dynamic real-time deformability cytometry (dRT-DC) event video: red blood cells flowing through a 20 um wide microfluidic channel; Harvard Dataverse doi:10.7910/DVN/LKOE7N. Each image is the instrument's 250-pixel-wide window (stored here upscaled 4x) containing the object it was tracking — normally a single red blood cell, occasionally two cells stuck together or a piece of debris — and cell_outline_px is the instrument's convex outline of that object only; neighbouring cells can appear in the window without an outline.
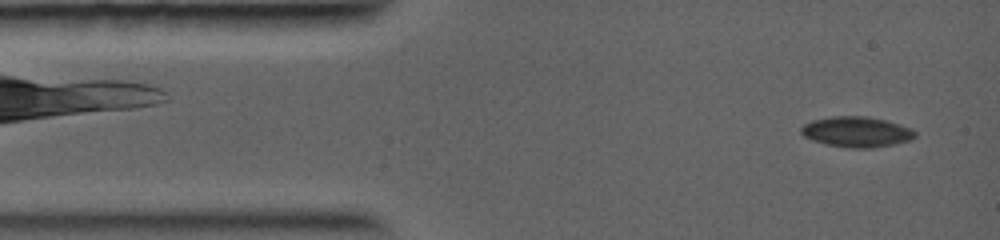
{"species": "common noctule bat (a hibernating species)", "species_latin": "Nyctalus noctula", "temperature_condition": "warm", "stored_images_in_passage": 19, "camera_frame_rate_fps": 5000, "um_per_image_px": 0.085, "animal": {"sex": "female", "body_mass_g": 19.0, "forearm_length_mm": 56.7}, "frame": {"image": 1, "passage_image": 1, "time_ms": 0.0, "image_size_px": [1000, 240], "cell_outline_px": [[916, 136], [908, 140], [892, 144], [872, 148], [852, 148], [828, 144], [812, 140], [804, 136], [800, 132], [800, 128], [804, 124], [812, 120], [832, 116], [868, 116], [888, 120], [912, 128], [916, 132]], "centroid_in_image_um": [72.81, 11.19], "position_along_channel_um": 12.2, "area_um2": 20.23}}
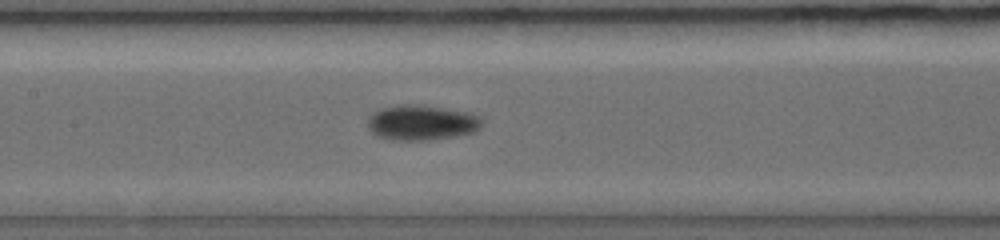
{"frame": {"image": 2, "passage_image": 14, "time_ms": 4.6, "image_size_px": [1000, 240], "cell_outline_px": [[484, 120], [480, 128], [472, 132], [452, 136], [428, 140], [392, 140], [376, 136], [368, 128], [368, 116], [380, 108], [396, 104], [420, 104], [472, 112], [480, 116]], "centroid_in_image_um": [35.83, 10.4], "position_along_channel_um": 171.6, "area_um2": 23.81}}
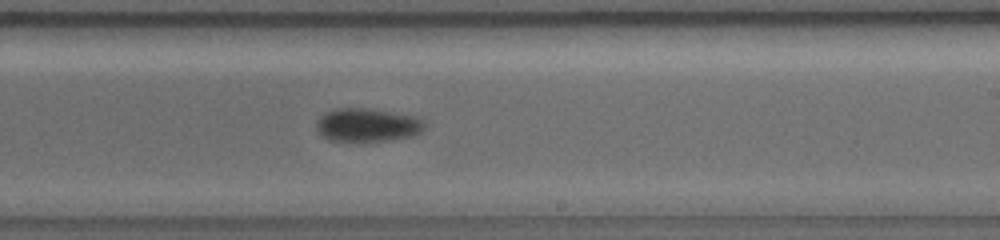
{"frame": {"image": 3, "passage_image": 19, "time_ms": 6.4, "image_size_px": [1000, 240], "cell_outline_px": [[424, 128], [420, 132], [412, 136], [384, 140], [328, 140], [320, 136], [316, 128], [316, 120], [320, 116], [336, 108], [364, 108], [416, 116], [424, 120]], "centroid_in_image_um": [31.19, 10.61], "position_along_channel_um": 257.8, "area_um2": 20.75}}